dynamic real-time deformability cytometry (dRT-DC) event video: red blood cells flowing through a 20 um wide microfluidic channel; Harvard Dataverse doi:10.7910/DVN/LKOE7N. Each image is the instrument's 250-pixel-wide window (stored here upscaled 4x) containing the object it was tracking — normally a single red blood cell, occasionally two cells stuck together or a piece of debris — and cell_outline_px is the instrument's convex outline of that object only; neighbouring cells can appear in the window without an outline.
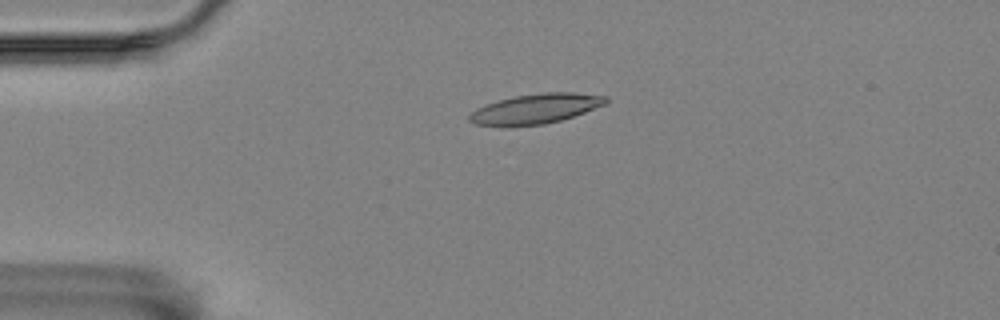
{"species": "Egyptian fruit bat (a non-hibernating species)", "species_latin": "Rousettus aegyptiacus", "temperature_condition": "room temperature", "stored_images_in_passage": 4, "camera_frame_rate_fps": 3000, "um_per_image_px": 0.085, "animal": {"sex": "female"}, "frame": {"image": 1, "passage_image": 4, "time_ms": 3.667, "image_size_px": [1000, 320], "cell_outline_px": [[608, 104], [560, 120], [544, 124], [476, 124], [468, 120], [468, 116], [476, 108], [484, 104], [496, 100], [516, 96], [544, 92], [572, 92], [608, 96]], "centroid_in_image_um": [45.58, 9.2], "position_along_channel_um": 39.4, "area_um2": 23.24}}